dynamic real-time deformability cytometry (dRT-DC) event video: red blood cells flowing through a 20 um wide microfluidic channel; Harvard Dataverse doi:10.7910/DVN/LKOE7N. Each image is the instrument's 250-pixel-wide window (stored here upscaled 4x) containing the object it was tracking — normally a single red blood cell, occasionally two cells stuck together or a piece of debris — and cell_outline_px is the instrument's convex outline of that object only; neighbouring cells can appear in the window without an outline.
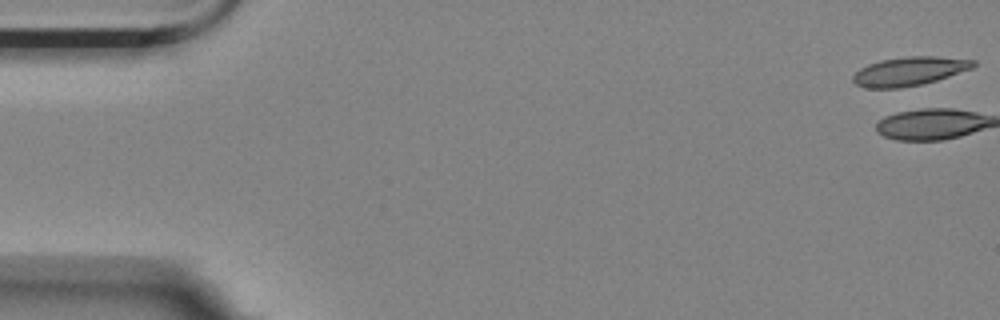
{"species": "Egyptian fruit bat (a non-hibernating species)", "species_latin": "Rousettus aegyptiacus", "temperature_condition": "room temperature", "stored_images_in_passage": 3, "camera_frame_rate_fps": 3000, "um_per_image_px": 0.085, "animal": {"sex": "female"}, "frame": {"image": 1, "passage_image": 1, "time_ms": 0.0, "image_size_px": [1000, 320], "cell_outline_px": [[976, 64], [972, 68], [936, 80], [920, 84], [900, 88], [868, 88], [856, 84], [852, 80], [852, 76], [860, 68], [868, 64], [880, 60], [908, 56], [936, 56], [976, 60]], "centroid_in_image_um": [77.28, 6.05], "position_along_channel_um": 7.7, "area_um2": 20.06}}